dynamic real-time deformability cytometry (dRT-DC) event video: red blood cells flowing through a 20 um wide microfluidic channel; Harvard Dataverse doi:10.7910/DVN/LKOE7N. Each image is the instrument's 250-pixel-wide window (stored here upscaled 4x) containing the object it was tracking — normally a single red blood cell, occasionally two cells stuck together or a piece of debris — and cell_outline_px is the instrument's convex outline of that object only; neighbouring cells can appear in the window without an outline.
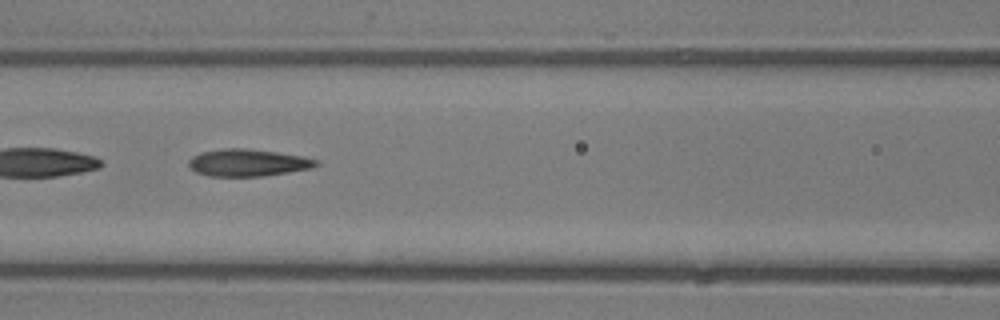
{"species": "common noctule bat (a hibernating species)", "species_latin": "Nyctalus noctula", "temperature_condition": "room temperature", "stored_images_in_passage": 33, "camera_frame_rate_fps": 3000, "um_per_image_px": 0.085, "animal": {"sex": "male", "body_mass_g": 13.3}, "frame": {"image": 1, "passage_image": 6, "time_ms": 1.667, "image_size_px": [1000, 320], "cell_outline_px": [[320, 164], [312, 168], [264, 176], [208, 176], [196, 172], [188, 168], [188, 160], [192, 156], [200, 152], [224, 148], [244, 148], [276, 152], [300, 156], [316, 160]], "centroid_in_image_um": [21.0, 13.83], "position_along_channel_um": 145.6, "area_um2": 20.17}}
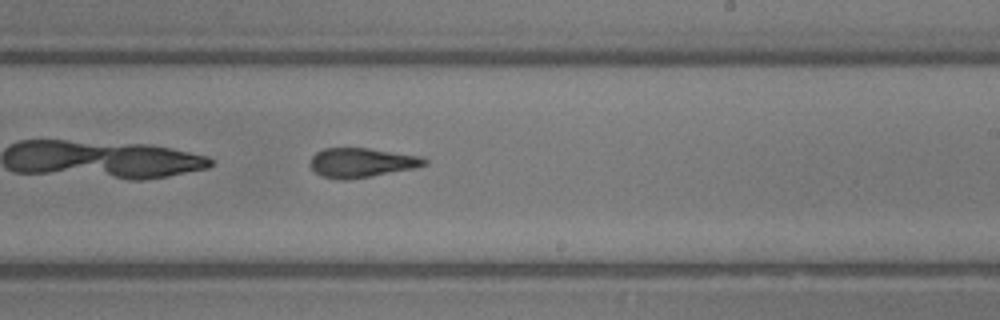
{"frame": {"image": 2, "passage_image": 14, "time_ms": 4.333, "image_size_px": [1000, 320], "cell_outline_px": [[428, 164], [416, 168], [344, 180], [320, 176], [308, 164], [312, 156], [316, 152], [324, 148], [368, 148], [420, 156], [428, 160]], "centroid_in_image_um": [30.72, 13.81], "position_along_channel_um": 258.3, "area_um2": 19.48}}
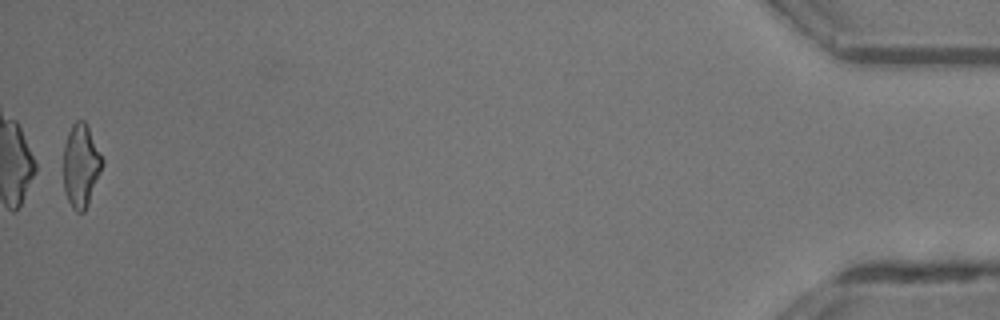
{"frame": {"image": 3, "passage_image": 33, "time_ms": 10.667, "image_size_px": [1000, 320], "cell_outline_px": [[104, 164], [88, 204], [84, 212], [76, 212], [72, 208], [64, 192], [64, 144], [68, 132], [72, 124], [76, 120], [84, 120], [104, 160]], "centroid_in_image_um": [6.88, 14.09], "position_along_channel_um": 428.3, "area_um2": 18.79}}